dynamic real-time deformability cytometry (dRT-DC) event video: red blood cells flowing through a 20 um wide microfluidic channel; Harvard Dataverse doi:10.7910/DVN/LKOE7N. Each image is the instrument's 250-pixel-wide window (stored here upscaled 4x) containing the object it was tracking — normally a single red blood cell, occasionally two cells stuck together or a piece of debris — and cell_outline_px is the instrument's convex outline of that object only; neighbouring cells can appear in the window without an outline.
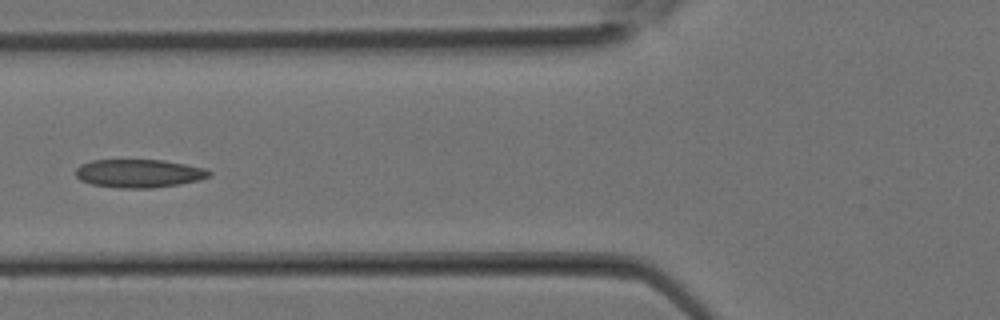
{"species": "Egyptian fruit bat (a non-hibernating species)", "species_latin": "Rousettus aegyptiacus", "temperature_condition": "room temperature", "stored_images_in_passage": 17, "camera_frame_rate_fps": 3000, "um_per_image_px": 0.085, "animal": {"sex": "female"}, "frame": {"image": 1, "passage_image": 12, "time_ms": 3.667, "image_size_px": [1000, 320], "cell_outline_px": [[212, 176], [200, 180], [152, 188], [120, 188], [92, 184], [80, 180], [76, 176], [76, 168], [80, 164], [92, 160], [164, 160], [204, 168], [212, 172]], "centroid_in_image_um": [11.81, 14.73], "position_along_channel_um": 114.0, "area_um2": 21.96}}
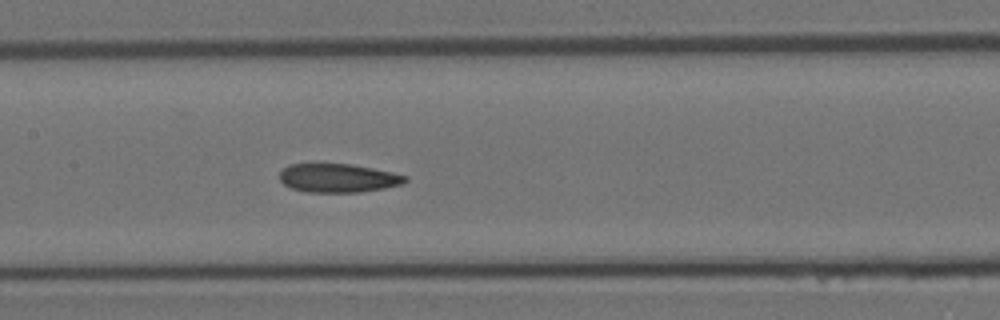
{"frame": {"image": 2, "passage_image": 15, "time_ms": 4.667, "image_size_px": [1000, 320], "cell_outline_px": [[408, 180], [404, 184], [384, 188], [360, 192], [308, 192], [292, 188], [284, 184], [280, 180], [280, 172], [288, 164], [352, 164], [392, 172], [408, 176]], "centroid_in_image_um": [28.77, 15.13], "position_along_channel_um": 178.6, "area_um2": 20.98}}
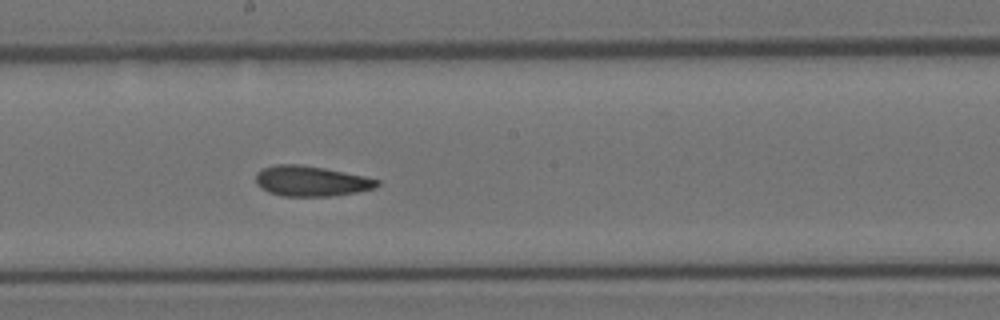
{"frame": {"image": 3, "passage_image": 17, "time_ms": 5.333, "image_size_px": [1000, 320], "cell_outline_px": [[380, 184], [376, 188], [356, 192], [332, 196], [280, 196], [268, 192], [260, 188], [256, 184], [256, 172], [260, 168], [276, 164], [300, 164], [324, 168], [364, 176], [380, 180]], "centroid_in_image_um": [26.41, 15.39], "position_along_channel_um": 221.8, "area_um2": 21.68}}